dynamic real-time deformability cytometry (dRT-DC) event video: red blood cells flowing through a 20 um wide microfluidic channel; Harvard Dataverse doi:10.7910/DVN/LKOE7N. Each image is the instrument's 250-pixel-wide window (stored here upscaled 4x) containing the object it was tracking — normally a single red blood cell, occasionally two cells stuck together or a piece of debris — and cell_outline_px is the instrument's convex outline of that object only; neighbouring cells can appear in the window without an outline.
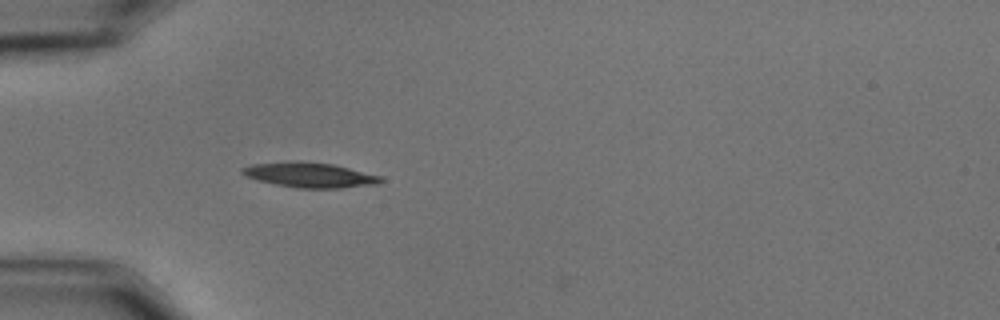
{"species": "common noctule bat (a hibernating species)", "species_latin": "Nyctalus noctula", "temperature_condition": "cold", "stored_images_in_passage": 34, "camera_frame_rate_fps": 3000, "um_per_image_px": 0.085, "animal": {"sex": "male", "body_mass_g": 15.6}, "frame": {"image": 1, "passage_image": 1, "time_ms": 0.0, "image_size_px": [1000, 320], "cell_outline_px": [[384, 180], [380, 184], [340, 188], [300, 188], [276, 184], [256, 180], [244, 176], [240, 172], [240, 168], [252, 164], [288, 160], [300, 160], [332, 164], [380, 176]], "centroid_in_image_um": [26.27, 14.86], "position_along_channel_um": 58.7, "area_um2": 20.4}}
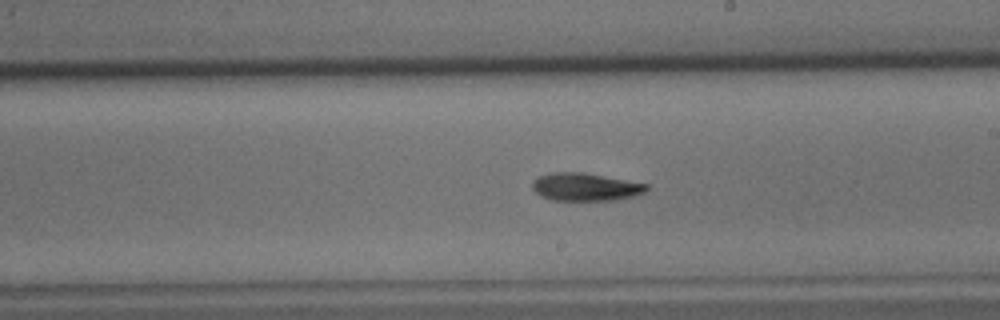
{"frame": {"image": 2, "passage_image": 17, "time_ms": 5.333, "image_size_px": [1000, 320], "cell_outline_px": [[648, 188], [644, 192], [636, 196], [616, 200], [552, 200], [540, 196], [532, 188], [532, 180], [540, 176], [552, 172], [584, 172], [648, 184]], "centroid_in_image_um": [49.75, 15.89], "position_along_channel_um": 239.2, "area_um2": 18.61}}
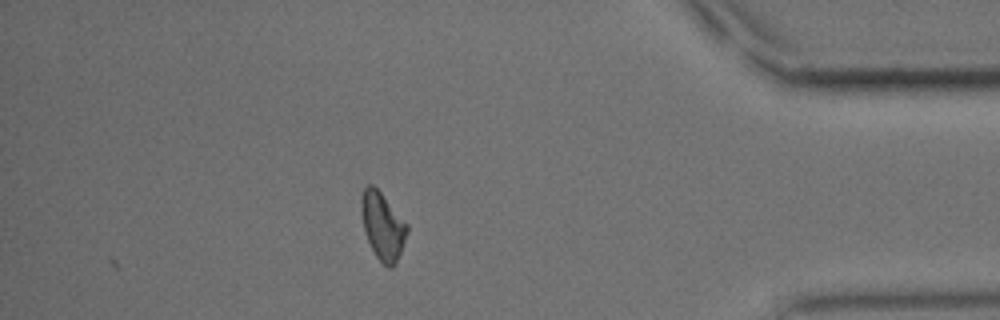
{"frame": {"image": 3, "passage_image": 34, "time_ms": 11.0, "image_size_px": [1000, 320], "cell_outline_px": [[408, 232], [396, 264], [392, 268], [388, 268], [376, 256], [364, 232], [360, 212], [360, 200], [364, 188], [368, 184], [372, 184], [380, 192], [408, 224]], "centroid_in_image_um": [32.52, 19.21], "position_along_channel_um": 402.7, "area_um2": 17.98}, "authors_computed_cell_mechanics": {"area_um2": 18.5538, "velocity_mm_per_s": 3.4945, "shape_relaxation_time_tau1_ms": 6.7663, "shape_relaxation_time_tau2_ms": null, "deformation_change_tau1": 0.16, "deformation_change_tau2": null}}